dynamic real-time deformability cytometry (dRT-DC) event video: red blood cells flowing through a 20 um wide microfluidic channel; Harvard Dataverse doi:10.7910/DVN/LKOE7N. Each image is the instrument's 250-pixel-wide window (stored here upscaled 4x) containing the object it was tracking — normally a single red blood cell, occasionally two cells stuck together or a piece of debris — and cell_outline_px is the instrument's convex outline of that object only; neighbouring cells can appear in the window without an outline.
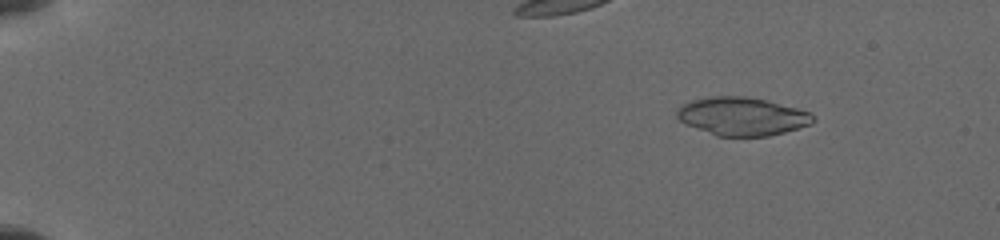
{"species": "common noctule bat (a hibernating species)", "species_latin": "Nyctalus noctula", "temperature_condition": "cold", "stored_images_in_passage": 59, "camera_frame_rate_fps": 3000, "um_per_image_px": 0.085, "animal": {"sex": "female", "body_mass_g": 19.5, "forearm_length_mm": 54.1}, "frame": {"image": 1, "passage_image": 4, "time_ms": 0.667, "image_size_px": [1000, 240], "cell_outline_px": [[816, 120], [812, 124], [784, 132], [768, 136], [716, 136], [696, 128], [680, 120], [676, 116], [676, 108], [692, 100], [712, 96], [744, 96], [764, 100], [812, 112]], "centroid_in_image_um": [63.09, 9.89], "position_along_channel_um": 21.9, "area_um2": 30.17}}